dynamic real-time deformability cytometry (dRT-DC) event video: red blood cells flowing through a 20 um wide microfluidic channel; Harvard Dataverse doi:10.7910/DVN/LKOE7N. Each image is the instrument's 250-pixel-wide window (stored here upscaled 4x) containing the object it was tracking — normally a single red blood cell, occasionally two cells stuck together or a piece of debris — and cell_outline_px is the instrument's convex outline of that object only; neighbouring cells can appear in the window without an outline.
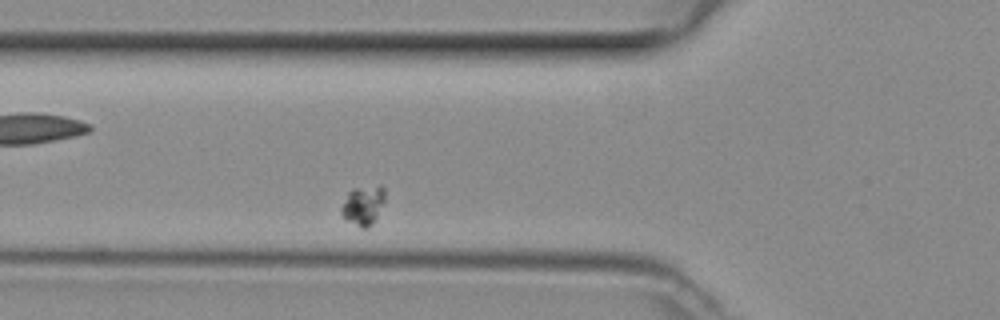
{"species": "common noctule bat (a hibernating species)", "species_latin": "Nyctalus noctula", "temperature_condition": "room temperature", "stored_images_in_passage": 41, "camera_frame_rate_fps": 3000, "um_per_image_px": 0.085, "animal": {"sex": "female", "body_mass_g": 29.2, "forearm_length_mm": 56.3}, "frame": {"image": 1, "passage_image": 5, "time_ms": 1.333, "image_size_px": [1000, 320], "cell_outline_px": [[384, 200], [376, 220], [368, 228], [360, 228], [348, 220], [340, 212], [340, 208], [348, 192], [352, 188], [380, 184], [384, 188]], "centroid_in_image_um": [30.88, 17.43], "position_along_channel_um": 94.9, "area_um2": 10.12}}